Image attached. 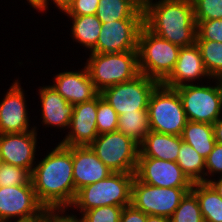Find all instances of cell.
<instances>
[{
	"instance_id": "35",
	"label": "cell",
	"mask_w": 222,
	"mask_h": 222,
	"mask_svg": "<svg viewBox=\"0 0 222 222\" xmlns=\"http://www.w3.org/2000/svg\"><path fill=\"white\" fill-rule=\"evenodd\" d=\"M205 183H208V175L220 174L222 176V144L215 143L213 150L205 159Z\"/></svg>"
},
{
	"instance_id": "20",
	"label": "cell",
	"mask_w": 222,
	"mask_h": 222,
	"mask_svg": "<svg viewBox=\"0 0 222 222\" xmlns=\"http://www.w3.org/2000/svg\"><path fill=\"white\" fill-rule=\"evenodd\" d=\"M39 90L43 124L69 129L74 105L68 103L52 86H43Z\"/></svg>"
},
{
	"instance_id": "39",
	"label": "cell",
	"mask_w": 222,
	"mask_h": 222,
	"mask_svg": "<svg viewBox=\"0 0 222 222\" xmlns=\"http://www.w3.org/2000/svg\"><path fill=\"white\" fill-rule=\"evenodd\" d=\"M128 1L143 13L150 7V5L153 2V0H128Z\"/></svg>"
},
{
	"instance_id": "31",
	"label": "cell",
	"mask_w": 222,
	"mask_h": 222,
	"mask_svg": "<svg viewBox=\"0 0 222 222\" xmlns=\"http://www.w3.org/2000/svg\"><path fill=\"white\" fill-rule=\"evenodd\" d=\"M31 180V173L23 168L14 165L0 164V187L25 185Z\"/></svg>"
},
{
	"instance_id": "41",
	"label": "cell",
	"mask_w": 222,
	"mask_h": 222,
	"mask_svg": "<svg viewBox=\"0 0 222 222\" xmlns=\"http://www.w3.org/2000/svg\"><path fill=\"white\" fill-rule=\"evenodd\" d=\"M65 212H57V222H80L76 217V215H62ZM61 214V215H60Z\"/></svg>"
},
{
	"instance_id": "44",
	"label": "cell",
	"mask_w": 222,
	"mask_h": 222,
	"mask_svg": "<svg viewBox=\"0 0 222 222\" xmlns=\"http://www.w3.org/2000/svg\"><path fill=\"white\" fill-rule=\"evenodd\" d=\"M146 222H171L170 218L163 216L147 215Z\"/></svg>"
},
{
	"instance_id": "25",
	"label": "cell",
	"mask_w": 222,
	"mask_h": 222,
	"mask_svg": "<svg viewBox=\"0 0 222 222\" xmlns=\"http://www.w3.org/2000/svg\"><path fill=\"white\" fill-rule=\"evenodd\" d=\"M176 163L192 183H205V159L184 141L178 151Z\"/></svg>"
},
{
	"instance_id": "9",
	"label": "cell",
	"mask_w": 222,
	"mask_h": 222,
	"mask_svg": "<svg viewBox=\"0 0 222 222\" xmlns=\"http://www.w3.org/2000/svg\"><path fill=\"white\" fill-rule=\"evenodd\" d=\"M215 81V86L190 83L175 88L180 95L188 121L213 125L222 117L221 93L217 80Z\"/></svg>"
},
{
	"instance_id": "36",
	"label": "cell",
	"mask_w": 222,
	"mask_h": 222,
	"mask_svg": "<svg viewBox=\"0 0 222 222\" xmlns=\"http://www.w3.org/2000/svg\"><path fill=\"white\" fill-rule=\"evenodd\" d=\"M99 0H74L65 11L67 16L96 15Z\"/></svg>"
},
{
	"instance_id": "42",
	"label": "cell",
	"mask_w": 222,
	"mask_h": 222,
	"mask_svg": "<svg viewBox=\"0 0 222 222\" xmlns=\"http://www.w3.org/2000/svg\"><path fill=\"white\" fill-rule=\"evenodd\" d=\"M208 183L216 190V192L222 198V176L220 175L219 179H208Z\"/></svg>"
},
{
	"instance_id": "30",
	"label": "cell",
	"mask_w": 222,
	"mask_h": 222,
	"mask_svg": "<svg viewBox=\"0 0 222 222\" xmlns=\"http://www.w3.org/2000/svg\"><path fill=\"white\" fill-rule=\"evenodd\" d=\"M96 126L98 135L116 131L118 126L117 112L100 93L97 95Z\"/></svg>"
},
{
	"instance_id": "26",
	"label": "cell",
	"mask_w": 222,
	"mask_h": 222,
	"mask_svg": "<svg viewBox=\"0 0 222 222\" xmlns=\"http://www.w3.org/2000/svg\"><path fill=\"white\" fill-rule=\"evenodd\" d=\"M96 16L102 23H107L128 18H144V13L128 0H99Z\"/></svg>"
},
{
	"instance_id": "38",
	"label": "cell",
	"mask_w": 222,
	"mask_h": 222,
	"mask_svg": "<svg viewBox=\"0 0 222 222\" xmlns=\"http://www.w3.org/2000/svg\"><path fill=\"white\" fill-rule=\"evenodd\" d=\"M48 1L50 0H31L29 2V5H32L31 7L35 8L40 12L48 8ZM73 1L74 0H53V4H55L58 9L64 13L73 3Z\"/></svg>"
},
{
	"instance_id": "11",
	"label": "cell",
	"mask_w": 222,
	"mask_h": 222,
	"mask_svg": "<svg viewBox=\"0 0 222 222\" xmlns=\"http://www.w3.org/2000/svg\"><path fill=\"white\" fill-rule=\"evenodd\" d=\"M158 84L157 80L140 73L132 80L104 89L100 94L119 116L135 110H147L150 95Z\"/></svg>"
},
{
	"instance_id": "22",
	"label": "cell",
	"mask_w": 222,
	"mask_h": 222,
	"mask_svg": "<svg viewBox=\"0 0 222 222\" xmlns=\"http://www.w3.org/2000/svg\"><path fill=\"white\" fill-rule=\"evenodd\" d=\"M181 138L204 159L207 158L216 143L213 125L203 122L188 121L183 128Z\"/></svg>"
},
{
	"instance_id": "19",
	"label": "cell",
	"mask_w": 222,
	"mask_h": 222,
	"mask_svg": "<svg viewBox=\"0 0 222 222\" xmlns=\"http://www.w3.org/2000/svg\"><path fill=\"white\" fill-rule=\"evenodd\" d=\"M72 161L76 192L86 185L107 178L112 173L89 146H72Z\"/></svg>"
},
{
	"instance_id": "21",
	"label": "cell",
	"mask_w": 222,
	"mask_h": 222,
	"mask_svg": "<svg viewBox=\"0 0 222 222\" xmlns=\"http://www.w3.org/2000/svg\"><path fill=\"white\" fill-rule=\"evenodd\" d=\"M182 142L181 136L150 130L139 144L138 157H153L165 161L176 162Z\"/></svg>"
},
{
	"instance_id": "27",
	"label": "cell",
	"mask_w": 222,
	"mask_h": 222,
	"mask_svg": "<svg viewBox=\"0 0 222 222\" xmlns=\"http://www.w3.org/2000/svg\"><path fill=\"white\" fill-rule=\"evenodd\" d=\"M117 130L140 144L150 131L148 111L135 110L119 115Z\"/></svg>"
},
{
	"instance_id": "6",
	"label": "cell",
	"mask_w": 222,
	"mask_h": 222,
	"mask_svg": "<svg viewBox=\"0 0 222 222\" xmlns=\"http://www.w3.org/2000/svg\"><path fill=\"white\" fill-rule=\"evenodd\" d=\"M147 111L150 130L155 132L181 136L188 122L178 91L162 83L152 91Z\"/></svg>"
},
{
	"instance_id": "43",
	"label": "cell",
	"mask_w": 222,
	"mask_h": 222,
	"mask_svg": "<svg viewBox=\"0 0 222 222\" xmlns=\"http://www.w3.org/2000/svg\"><path fill=\"white\" fill-rule=\"evenodd\" d=\"M33 222H57V212L48 211L42 218Z\"/></svg>"
},
{
	"instance_id": "45",
	"label": "cell",
	"mask_w": 222,
	"mask_h": 222,
	"mask_svg": "<svg viewBox=\"0 0 222 222\" xmlns=\"http://www.w3.org/2000/svg\"><path fill=\"white\" fill-rule=\"evenodd\" d=\"M214 80H217V83H218L219 89H220V93H221V100H222V76L214 78Z\"/></svg>"
},
{
	"instance_id": "28",
	"label": "cell",
	"mask_w": 222,
	"mask_h": 222,
	"mask_svg": "<svg viewBox=\"0 0 222 222\" xmlns=\"http://www.w3.org/2000/svg\"><path fill=\"white\" fill-rule=\"evenodd\" d=\"M206 71L212 78L222 76V43L210 40H196Z\"/></svg>"
},
{
	"instance_id": "33",
	"label": "cell",
	"mask_w": 222,
	"mask_h": 222,
	"mask_svg": "<svg viewBox=\"0 0 222 222\" xmlns=\"http://www.w3.org/2000/svg\"><path fill=\"white\" fill-rule=\"evenodd\" d=\"M195 20L222 19V0H192Z\"/></svg>"
},
{
	"instance_id": "32",
	"label": "cell",
	"mask_w": 222,
	"mask_h": 222,
	"mask_svg": "<svg viewBox=\"0 0 222 222\" xmlns=\"http://www.w3.org/2000/svg\"><path fill=\"white\" fill-rule=\"evenodd\" d=\"M123 207L121 206H102L84 211L80 222H120Z\"/></svg>"
},
{
	"instance_id": "12",
	"label": "cell",
	"mask_w": 222,
	"mask_h": 222,
	"mask_svg": "<svg viewBox=\"0 0 222 222\" xmlns=\"http://www.w3.org/2000/svg\"><path fill=\"white\" fill-rule=\"evenodd\" d=\"M144 18H128L102 23L96 46L91 53L138 51V36Z\"/></svg>"
},
{
	"instance_id": "34",
	"label": "cell",
	"mask_w": 222,
	"mask_h": 222,
	"mask_svg": "<svg viewBox=\"0 0 222 222\" xmlns=\"http://www.w3.org/2000/svg\"><path fill=\"white\" fill-rule=\"evenodd\" d=\"M196 40H210L222 43V19L196 20Z\"/></svg>"
},
{
	"instance_id": "17",
	"label": "cell",
	"mask_w": 222,
	"mask_h": 222,
	"mask_svg": "<svg viewBox=\"0 0 222 222\" xmlns=\"http://www.w3.org/2000/svg\"><path fill=\"white\" fill-rule=\"evenodd\" d=\"M203 77L211 80L205 69L200 49L195 43L180 48L176 65L162 84L169 88H178L197 79L199 81ZM187 81L188 83H186Z\"/></svg>"
},
{
	"instance_id": "29",
	"label": "cell",
	"mask_w": 222,
	"mask_h": 222,
	"mask_svg": "<svg viewBox=\"0 0 222 222\" xmlns=\"http://www.w3.org/2000/svg\"><path fill=\"white\" fill-rule=\"evenodd\" d=\"M171 222H204L196 195L190 190L170 217Z\"/></svg>"
},
{
	"instance_id": "8",
	"label": "cell",
	"mask_w": 222,
	"mask_h": 222,
	"mask_svg": "<svg viewBox=\"0 0 222 222\" xmlns=\"http://www.w3.org/2000/svg\"><path fill=\"white\" fill-rule=\"evenodd\" d=\"M191 189L192 187H155L134 177L131 186V204L147 215L170 218L182 198Z\"/></svg>"
},
{
	"instance_id": "13",
	"label": "cell",
	"mask_w": 222,
	"mask_h": 222,
	"mask_svg": "<svg viewBox=\"0 0 222 222\" xmlns=\"http://www.w3.org/2000/svg\"><path fill=\"white\" fill-rule=\"evenodd\" d=\"M135 177L143 183L164 188L192 187L193 183L176 162L138 157Z\"/></svg>"
},
{
	"instance_id": "14",
	"label": "cell",
	"mask_w": 222,
	"mask_h": 222,
	"mask_svg": "<svg viewBox=\"0 0 222 222\" xmlns=\"http://www.w3.org/2000/svg\"><path fill=\"white\" fill-rule=\"evenodd\" d=\"M36 137V130L24 133L0 134V154L2 162L23 167L32 173L34 164H36Z\"/></svg>"
},
{
	"instance_id": "7",
	"label": "cell",
	"mask_w": 222,
	"mask_h": 222,
	"mask_svg": "<svg viewBox=\"0 0 222 222\" xmlns=\"http://www.w3.org/2000/svg\"><path fill=\"white\" fill-rule=\"evenodd\" d=\"M113 173H135L139 144L118 130L98 135L89 145Z\"/></svg>"
},
{
	"instance_id": "16",
	"label": "cell",
	"mask_w": 222,
	"mask_h": 222,
	"mask_svg": "<svg viewBox=\"0 0 222 222\" xmlns=\"http://www.w3.org/2000/svg\"><path fill=\"white\" fill-rule=\"evenodd\" d=\"M97 96L74 105L69 132L59 143L63 146H89L98 136L96 126Z\"/></svg>"
},
{
	"instance_id": "2",
	"label": "cell",
	"mask_w": 222,
	"mask_h": 222,
	"mask_svg": "<svg viewBox=\"0 0 222 222\" xmlns=\"http://www.w3.org/2000/svg\"><path fill=\"white\" fill-rule=\"evenodd\" d=\"M144 25L159 37L180 47L194 45L197 23L192 0H159L144 12Z\"/></svg>"
},
{
	"instance_id": "40",
	"label": "cell",
	"mask_w": 222,
	"mask_h": 222,
	"mask_svg": "<svg viewBox=\"0 0 222 222\" xmlns=\"http://www.w3.org/2000/svg\"><path fill=\"white\" fill-rule=\"evenodd\" d=\"M213 130L216 142L222 144V117L213 124Z\"/></svg>"
},
{
	"instance_id": "24",
	"label": "cell",
	"mask_w": 222,
	"mask_h": 222,
	"mask_svg": "<svg viewBox=\"0 0 222 222\" xmlns=\"http://www.w3.org/2000/svg\"><path fill=\"white\" fill-rule=\"evenodd\" d=\"M73 20L71 36L90 51L96 46L102 22L96 15L69 16Z\"/></svg>"
},
{
	"instance_id": "3",
	"label": "cell",
	"mask_w": 222,
	"mask_h": 222,
	"mask_svg": "<svg viewBox=\"0 0 222 222\" xmlns=\"http://www.w3.org/2000/svg\"><path fill=\"white\" fill-rule=\"evenodd\" d=\"M135 173H111L107 178L86 185L77 191L70 208L84 211L102 206L131 204V186Z\"/></svg>"
},
{
	"instance_id": "5",
	"label": "cell",
	"mask_w": 222,
	"mask_h": 222,
	"mask_svg": "<svg viewBox=\"0 0 222 222\" xmlns=\"http://www.w3.org/2000/svg\"><path fill=\"white\" fill-rule=\"evenodd\" d=\"M85 65L99 93L140 74L138 51L91 53Z\"/></svg>"
},
{
	"instance_id": "18",
	"label": "cell",
	"mask_w": 222,
	"mask_h": 222,
	"mask_svg": "<svg viewBox=\"0 0 222 222\" xmlns=\"http://www.w3.org/2000/svg\"><path fill=\"white\" fill-rule=\"evenodd\" d=\"M51 85L68 103L77 105L95 98L99 92L91 80L86 66L82 70L65 71L54 77Z\"/></svg>"
},
{
	"instance_id": "37",
	"label": "cell",
	"mask_w": 222,
	"mask_h": 222,
	"mask_svg": "<svg viewBox=\"0 0 222 222\" xmlns=\"http://www.w3.org/2000/svg\"><path fill=\"white\" fill-rule=\"evenodd\" d=\"M147 214L132 204L123 207L120 222H146Z\"/></svg>"
},
{
	"instance_id": "10",
	"label": "cell",
	"mask_w": 222,
	"mask_h": 222,
	"mask_svg": "<svg viewBox=\"0 0 222 222\" xmlns=\"http://www.w3.org/2000/svg\"><path fill=\"white\" fill-rule=\"evenodd\" d=\"M48 211L39 202L32 181L25 185L0 187V222H33Z\"/></svg>"
},
{
	"instance_id": "4",
	"label": "cell",
	"mask_w": 222,
	"mask_h": 222,
	"mask_svg": "<svg viewBox=\"0 0 222 222\" xmlns=\"http://www.w3.org/2000/svg\"><path fill=\"white\" fill-rule=\"evenodd\" d=\"M180 48L143 25L138 36L140 73L162 83L173 71Z\"/></svg>"
},
{
	"instance_id": "1",
	"label": "cell",
	"mask_w": 222,
	"mask_h": 222,
	"mask_svg": "<svg viewBox=\"0 0 222 222\" xmlns=\"http://www.w3.org/2000/svg\"><path fill=\"white\" fill-rule=\"evenodd\" d=\"M38 163L31 173V181L39 202L47 211L65 212L77 194L73 180L72 146L58 143Z\"/></svg>"
},
{
	"instance_id": "15",
	"label": "cell",
	"mask_w": 222,
	"mask_h": 222,
	"mask_svg": "<svg viewBox=\"0 0 222 222\" xmlns=\"http://www.w3.org/2000/svg\"><path fill=\"white\" fill-rule=\"evenodd\" d=\"M7 94L0 103V134L24 133L36 130L29 128L27 105L25 104L24 91L18 80L10 86Z\"/></svg>"
},
{
	"instance_id": "23",
	"label": "cell",
	"mask_w": 222,
	"mask_h": 222,
	"mask_svg": "<svg viewBox=\"0 0 222 222\" xmlns=\"http://www.w3.org/2000/svg\"><path fill=\"white\" fill-rule=\"evenodd\" d=\"M204 222H222V198L209 183H193Z\"/></svg>"
}]
</instances>
